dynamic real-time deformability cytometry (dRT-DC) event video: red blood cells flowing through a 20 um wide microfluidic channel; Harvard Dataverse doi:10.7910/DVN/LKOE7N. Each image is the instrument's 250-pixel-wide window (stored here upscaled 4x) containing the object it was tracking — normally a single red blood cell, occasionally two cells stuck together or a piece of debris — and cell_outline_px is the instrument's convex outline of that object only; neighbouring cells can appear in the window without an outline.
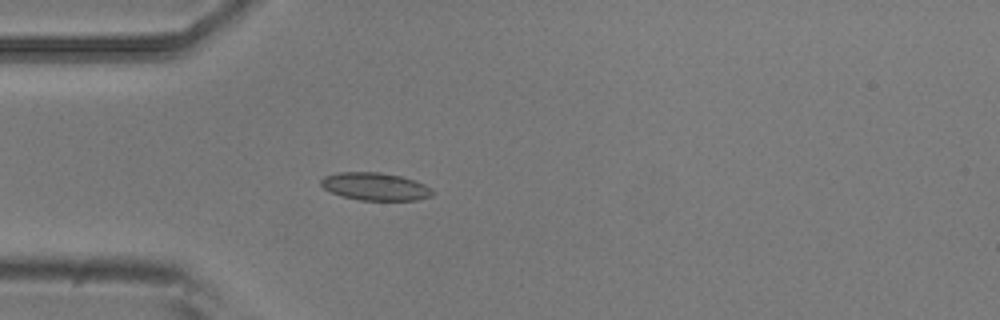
{"species": "common noctule bat (a hibernating species)", "species_latin": "Nyctalus noctula", "temperature_condition": "room temperature", "stored_images_in_passage": 4, "camera_frame_rate_fps": 3000, "um_per_image_px": 0.085, "animal": {"sex": "male", "body_mass_g": 20.5, "forearm_length_mm": 52.5}, "frame": {"image": 1, "passage_image": 4, "time_ms": 1.0, "image_size_px": [1000, 320], "cell_outline_px": [[436, 192], [432, 196], [416, 200], [360, 200], [340, 196], [324, 188], [320, 184], [320, 180], [324, 176], [336, 172], [380, 172], [400, 176], [424, 184], [432, 188]], "centroid_in_image_um": [31.89, 15.85], "position_along_channel_um": 53.1, "area_um2": 18.09}}